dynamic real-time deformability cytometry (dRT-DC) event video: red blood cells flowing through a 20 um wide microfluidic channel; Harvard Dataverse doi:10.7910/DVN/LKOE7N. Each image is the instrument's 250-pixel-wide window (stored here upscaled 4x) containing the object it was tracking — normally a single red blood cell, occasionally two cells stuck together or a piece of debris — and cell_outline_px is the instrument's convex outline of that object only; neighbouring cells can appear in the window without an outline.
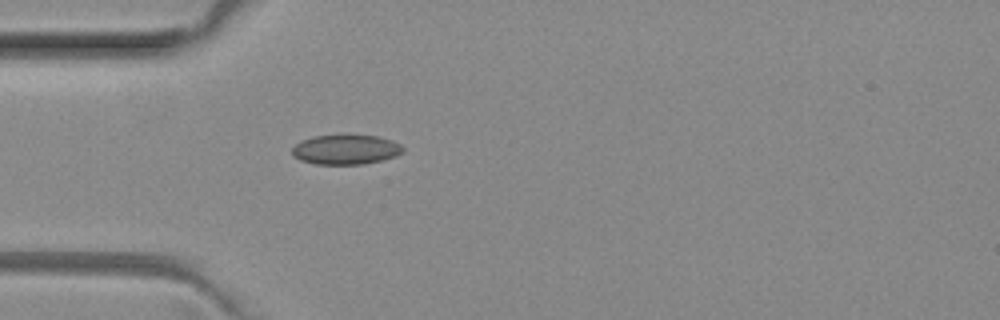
{"species": "common noctule bat (a hibernating species)", "species_latin": "Nyctalus noctula", "temperature_condition": "room temperature", "stored_images_in_passage": 1, "camera_frame_rate_fps": 3000, "um_per_image_px": 0.085, "animal": {"sex": "female", "body_mass_g": 29.2, "forearm_length_mm": 56.3}, "frame": {"image": 1, "passage_image": 1, "time_ms": 0.0, "image_size_px": [1000, 320], "cell_outline_px": [[404, 152], [396, 156], [364, 164], [316, 164], [300, 160], [292, 156], [292, 148], [300, 140], [312, 136], [376, 136], [392, 140], [400, 144], [404, 148]], "centroid_in_image_um": [29.37, 12.72], "position_along_channel_um": 55.6, "area_um2": 19.07}}